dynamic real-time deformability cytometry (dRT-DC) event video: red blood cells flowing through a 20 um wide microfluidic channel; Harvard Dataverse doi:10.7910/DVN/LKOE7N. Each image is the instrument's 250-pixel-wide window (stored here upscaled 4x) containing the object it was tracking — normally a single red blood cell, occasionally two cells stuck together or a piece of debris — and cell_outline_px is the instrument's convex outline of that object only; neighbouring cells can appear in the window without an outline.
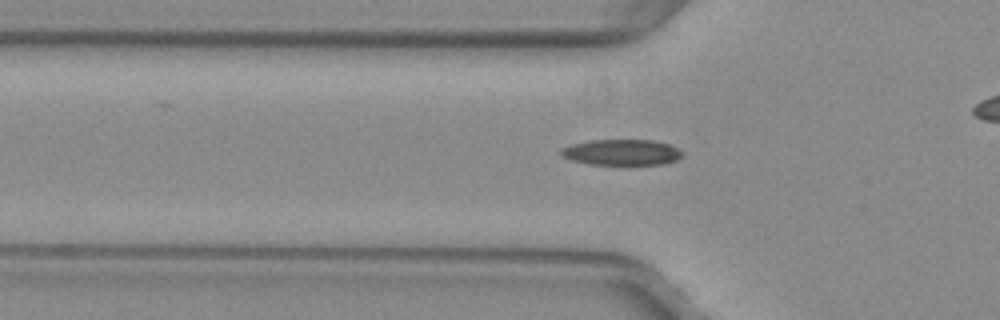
{"species": "common noctule bat (a hibernating species)", "species_latin": "Nyctalus noctula", "temperature_condition": "warm", "stored_images_in_passage": 36, "camera_frame_rate_fps": 3000, "um_per_image_px": 0.085, "animal": {"sex": "female", "body_mass_g": 29.2, "forearm_length_mm": 56.3}, "frame": {"image": 1, "passage_image": 11, "time_ms": 3.333, "image_size_px": [1000, 320], "cell_outline_px": [[684, 156], [676, 160], [664, 164], [588, 164], [572, 160], [564, 156], [560, 152], [560, 148], [572, 144], [592, 140], [652, 140], [668, 144], [676, 148]], "centroid_in_image_um": [52.83, 12.94], "position_along_channel_um": 73.0, "area_um2": 18.03}}
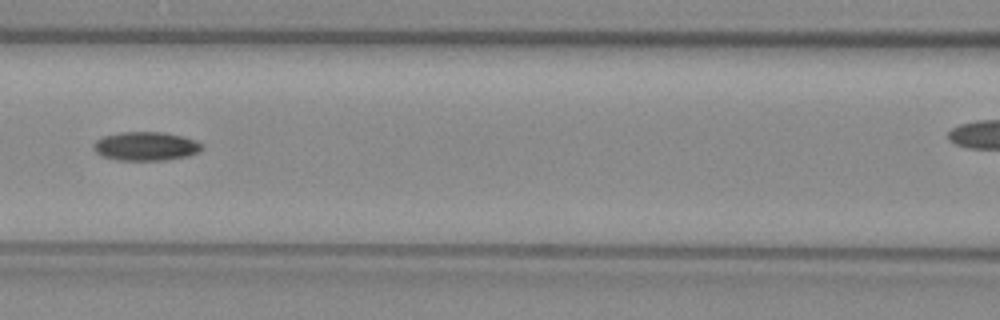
{"frame": {"image": 2, "passage_image": 17, "time_ms": 5.333, "image_size_px": [1000, 320], "cell_outline_px": [[204, 148], [200, 152], [188, 156], [168, 160], [116, 160], [104, 156], [96, 152], [92, 144], [96, 140], [104, 136], [120, 132], [164, 132], [196, 140], [204, 144]], "centroid_in_image_um": [12.44, 12.43], "position_along_channel_um": 154.2, "area_um2": 18.32}}
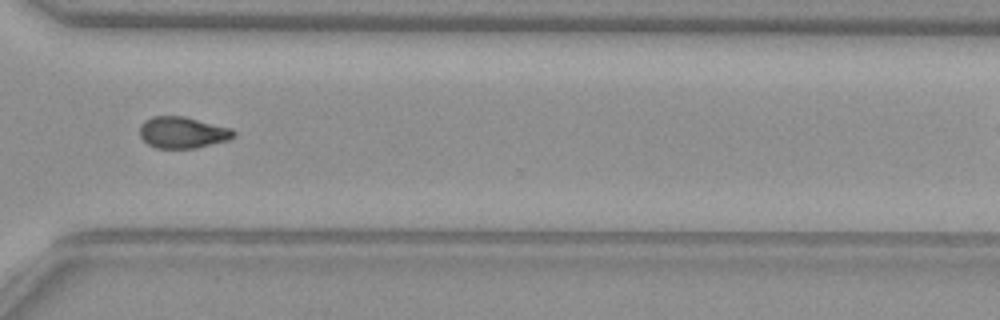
{"frame": {"image": 3, "passage_image": 32, "time_ms": 10.333, "image_size_px": [1000, 320], "cell_outline_px": [[236, 136], [228, 140], [196, 148], [156, 148], [148, 144], [140, 136], [140, 124], [144, 120], [152, 116], [184, 116], [232, 128], [236, 132]], "centroid_in_image_um": [15.53, 11.25], "position_along_channel_um": 355.1, "area_um2": 17.34}}